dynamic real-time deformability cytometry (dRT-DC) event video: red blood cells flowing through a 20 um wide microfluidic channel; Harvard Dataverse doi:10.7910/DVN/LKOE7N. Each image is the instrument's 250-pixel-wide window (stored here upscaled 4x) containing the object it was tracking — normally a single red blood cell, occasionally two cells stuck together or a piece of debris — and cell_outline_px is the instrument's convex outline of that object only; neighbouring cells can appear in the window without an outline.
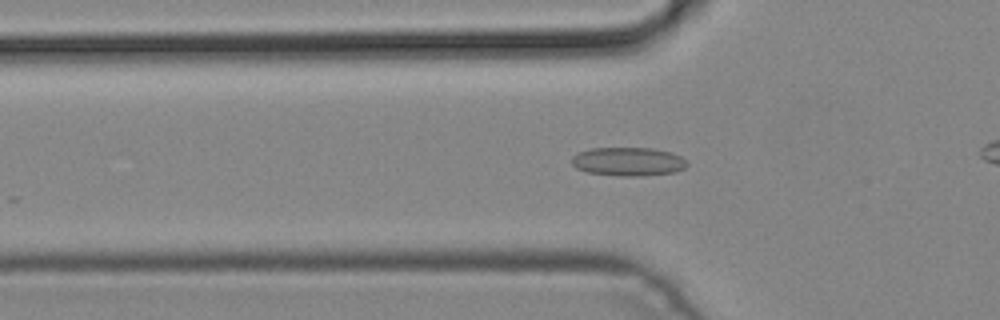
{"species": "common noctule bat (a hibernating species)", "species_latin": "Nyctalus noctula", "temperature_condition": "cold", "stored_images_in_passage": 40, "camera_frame_rate_fps": 3000, "um_per_image_px": 0.085, "animal": {"sex": "male", "body_mass_g": 19.2, "forearm_length_mm": 51.8}, "frame": {"image": 1, "passage_image": 15, "time_ms": 4.667, "image_size_px": [1000, 320], "cell_outline_px": [[688, 164], [684, 168], [676, 172], [640, 176], [620, 176], [588, 172], [576, 168], [572, 164], [572, 156], [580, 152], [592, 148], [652, 148], [672, 152], [680, 156]], "centroid_in_image_um": [53.41, 13.73], "position_along_channel_um": 72.4, "area_um2": 19.19}}
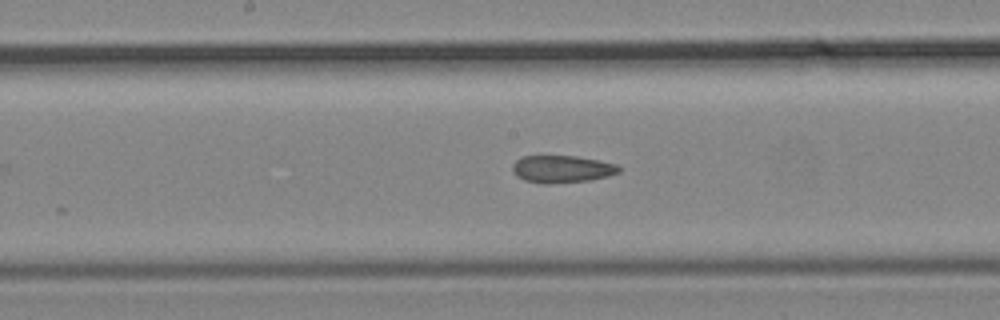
{"frame": {"image": 2, "passage_image": 24, "time_ms": 7.667, "image_size_px": [1000, 320], "cell_outline_px": [[620, 172], [608, 176], [592, 180], [548, 184], [544, 184], [524, 180], [516, 176], [512, 172], [512, 164], [516, 160], [524, 156], [576, 156], [616, 164], [620, 168]], "centroid_in_image_um": [47.74, 14.38], "position_along_channel_um": 200.5, "area_um2": 16.99}}
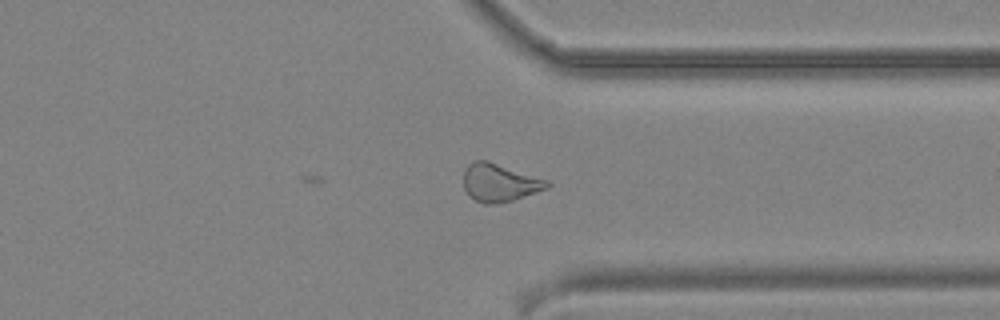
{"frame": {"image": 3, "passage_image": 36, "time_ms": 11.667, "image_size_px": [1000, 320], "cell_outline_px": [[552, 184], [548, 188], [512, 200], [492, 204], [484, 204], [468, 196], [464, 188], [464, 168], [472, 160], [488, 160], [548, 180]], "centroid_in_image_um": [42.44, 15.51], "position_along_channel_um": 369.0, "area_um2": 18.55}}